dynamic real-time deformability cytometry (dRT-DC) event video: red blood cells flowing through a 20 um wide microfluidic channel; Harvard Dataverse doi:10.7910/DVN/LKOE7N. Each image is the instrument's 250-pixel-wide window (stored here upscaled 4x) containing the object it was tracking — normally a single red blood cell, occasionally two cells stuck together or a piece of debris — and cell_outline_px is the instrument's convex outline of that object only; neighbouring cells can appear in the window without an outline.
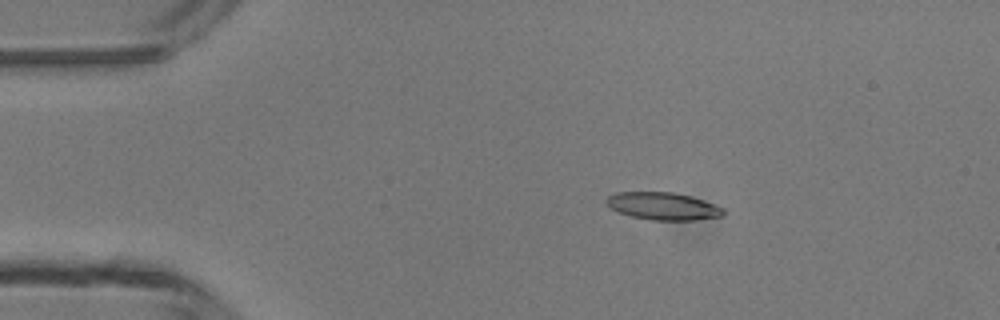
{"species": "common noctule bat (a hibernating species)", "species_latin": "Nyctalus noctula", "temperature_condition": "room temperature", "stored_images_in_passage": 5, "camera_frame_rate_fps": 3000, "um_per_image_px": 0.085, "animal": {"sex": "male", "body_mass_g": 13.3}, "frame": {"image": 1, "passage_image": 2, "time_ms": 1.333, "image_size_px": [1000, 320], "cell_outline_px": [[724, 216], [696, 220], [652, 220], [632, 216], [620, 212], [612, 208], [604, 200], [608, 196], [616, 192], [672, 192], [692, 196], [724, 208]], "centroid_in_image_um": [56.38, 17.52], "position_along_channel_um": 28.6, "area_um2": 18.67}}
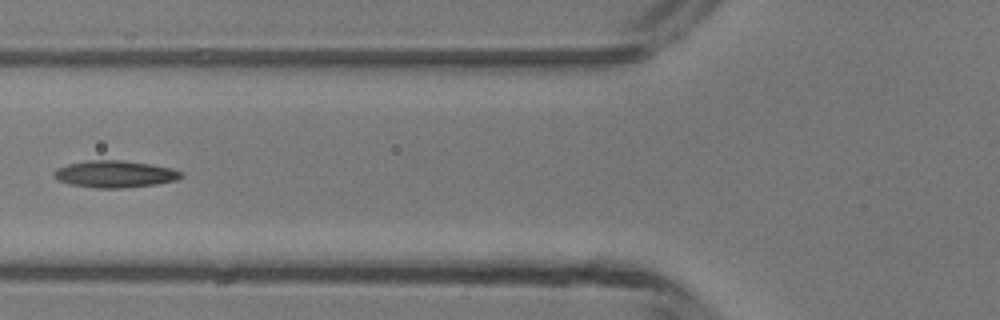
{"frame": {"image": 2, "passage_image": 4, "time_ms": 4.667, "image_size_px": [1000, 320], "cell_outline_px": [[184, 176], [176, 180], [156, 184], [120, 188], [96, 188], [68, 184], [56, 180], [52, 176], [52, 172], [56, 168], [68, 164], [88, 160], [124, 160], [152, 164], [172, 168], [180, 172]], "centroid_in_image_um": [9.71, 14.79], "position_along_channel_um": 116.1, "area_um2": 20.17}}
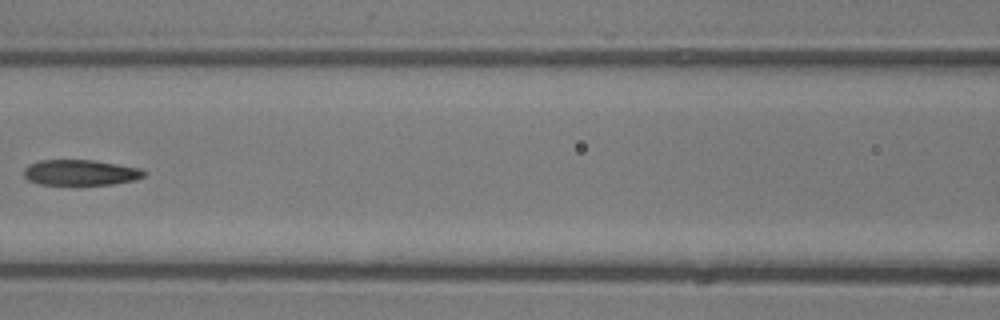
{"frame": {"image": 3, "passage_image": 5, "time_ms": 5.667, "image_size_px": [1000, 320], "cell_outline_px": [[144, 176], [136, 180], [112, 184], [40, 184], [28, 180], [24, 176], [24, 168], [28, 164], [40, 160], [96, 160], [140, 168], [144, 172]], "centroid_in_image_um": [6.83, 14.65], "position_along_channel_um": 159.8, "area_um2": 17.86}}